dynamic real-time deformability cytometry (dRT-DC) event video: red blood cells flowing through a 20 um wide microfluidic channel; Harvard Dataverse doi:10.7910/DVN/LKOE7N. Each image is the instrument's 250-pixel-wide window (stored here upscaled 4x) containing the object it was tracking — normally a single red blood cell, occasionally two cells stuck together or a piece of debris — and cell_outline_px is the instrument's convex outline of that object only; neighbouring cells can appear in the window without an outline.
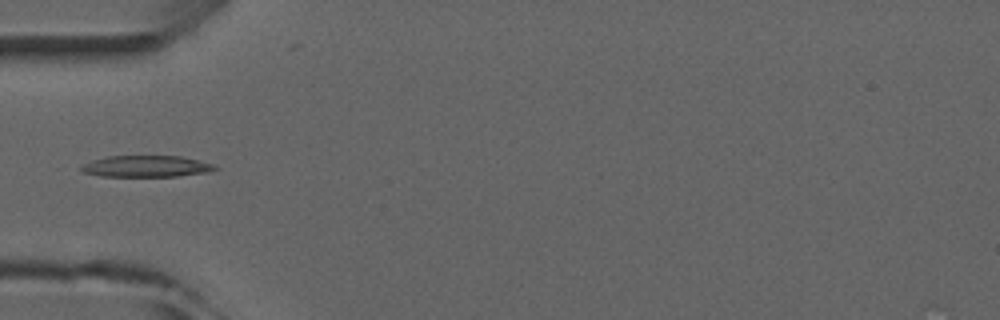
{"species": "common noctule bat (a hibernating species)", "species_latin": "Nyctalus noctula", "temperature_condition": "room temperature", "stored_images_in_passage": 3, "camera_frame_rate_fps": 3000, "um_per_image_px": 0.085, "animal": {"sex": "male", "forearm_length_mm": 52.5}, "frame": {"image": 1, "passage_image": 3, "time_ms": 2.333, "image_size_px": [1000, 320], "cell_outline_px": [[220, 168], [208, 172], [176, 176], [100, 176], [84, 172], [80, 168], [84, 164], [92, 160], [108, 156], [180, 156], [216, 164]], "centroid_in_image_um": [12.48, 14.13], "position_along_channel_um": 72.5, "area_um2": 16.65}}